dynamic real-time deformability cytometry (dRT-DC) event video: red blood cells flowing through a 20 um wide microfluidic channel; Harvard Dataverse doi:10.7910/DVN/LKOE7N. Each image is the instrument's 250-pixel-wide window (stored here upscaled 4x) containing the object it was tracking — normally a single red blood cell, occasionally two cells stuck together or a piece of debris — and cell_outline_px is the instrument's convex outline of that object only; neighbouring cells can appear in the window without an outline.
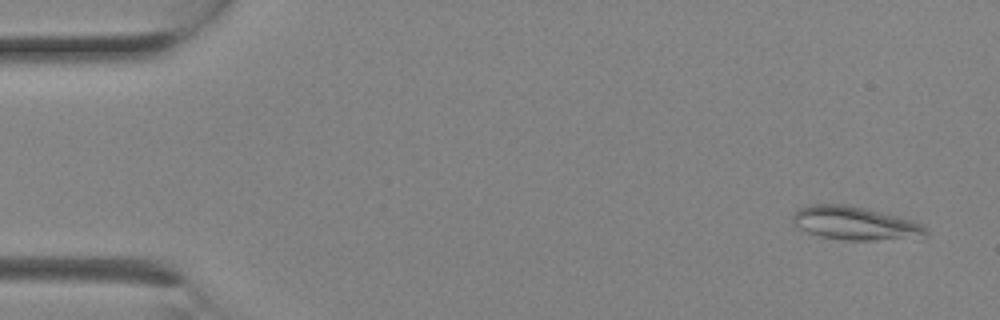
{"species": "Egyptian fruit bat (a non-hibernating species)", "species_latin": "Rousettus aegyptiacus", "temperature_condition": "room temperature", "stored_images_in_passage": 2, "camera_frame_rate_fps": 3000, "um_per_image_px": 0.085, "animal": {"sex": "female"}, "frame": {"image": 1, "passage_image": 1, "time_ms": 0.0, "image_size_px": [1000, 320], "cell_outline_px": [[928, 236], [872, 240], [844, 240], [820, 236], [808, 232], [792, 224], [792, 216], [800, 208], [808, 204], [848, 204], [912, 220], [928, 228]], "centroid_in_image_um": [72.65, 18.97], "position_along_channel_um": 12.4, "area_um2": 25.72}}